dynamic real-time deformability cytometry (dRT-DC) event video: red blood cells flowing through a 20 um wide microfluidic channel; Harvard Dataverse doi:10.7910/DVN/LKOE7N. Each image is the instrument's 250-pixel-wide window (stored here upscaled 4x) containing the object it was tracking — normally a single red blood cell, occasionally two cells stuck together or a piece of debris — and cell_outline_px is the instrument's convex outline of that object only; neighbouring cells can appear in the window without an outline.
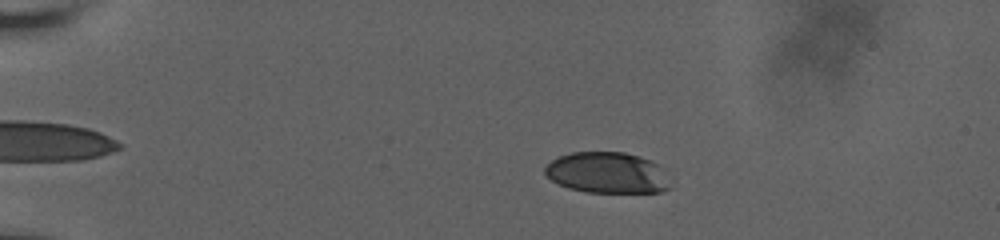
{"species": "human", "species_latin": "Homo sapiens", "temperature_condition": "room temperature", "stored_images_in_passage": 26, "camera_frame_rate_fps": 3000, "um_per_image_px": 0.085, "donor": {"sex": "male"}, "frame": {"image": 1, "passage_image": 10, "time_ms": 4.333, "image_size_px": [1000, 240], "cell_outline_px": [[672, 188], [660, 192], [584, 192], [568, 188], [552, 180], [544, 172], [544, 168], [552, 160], [560, 156], [572, 152], [624, 152], [640, 156], [656, 164]], "centroid_in_image_um": [51.57, 14.69], "position_along_channel_um": 33.4, "area_um2": 29.59}}
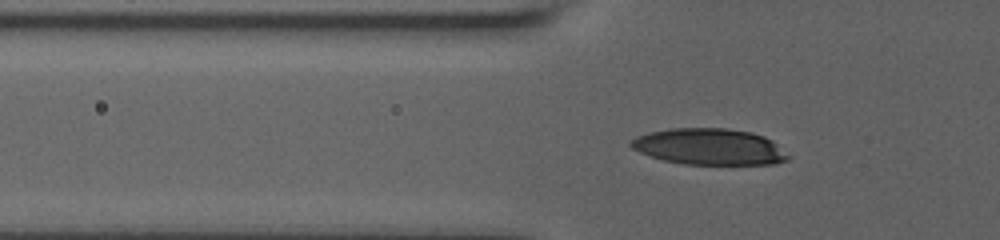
{"frame": {"image": 2, "passage_image": 20, "time_ms": 7.333, "image_size_px": [1000, 240], "cell_outline_px": [[792, 156], [788, 160], [776, 164], [684, 164], [664, 160], [640, 152], [632, 148], [628, 144], [636, 136], [648, 132], [672, 128], [724, 128], [752, 132], [764, 136], [772, 140]], "centroid_in_image_um": [60.34, 12.47], "position_along_channel_um": 65.5, "area_um2": 33.35}}
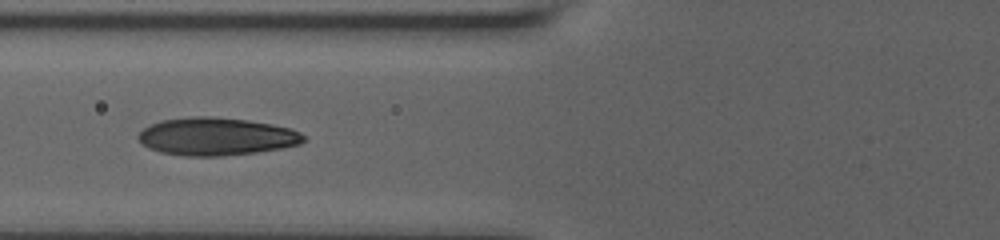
{"frame": {"image": 3, "passage_image": 24, "time_ms": 8.667, "image_size_px": [1000, 240], "cell_outline_px": [[308, 140], [300, 144], [280, 148], [256, 152], [220, 156], [184, 156], [160, 152], [148, 148], [136, 136], [144, 128], [160, 120], [196, 116], [208, 116], [248, 120], [272, 124], [288, 128], [300, 132]], "centroid_in_image_um": [18.39, 11.6], "position_along_channel_um": 107.4, "area_um2": 36.3}}